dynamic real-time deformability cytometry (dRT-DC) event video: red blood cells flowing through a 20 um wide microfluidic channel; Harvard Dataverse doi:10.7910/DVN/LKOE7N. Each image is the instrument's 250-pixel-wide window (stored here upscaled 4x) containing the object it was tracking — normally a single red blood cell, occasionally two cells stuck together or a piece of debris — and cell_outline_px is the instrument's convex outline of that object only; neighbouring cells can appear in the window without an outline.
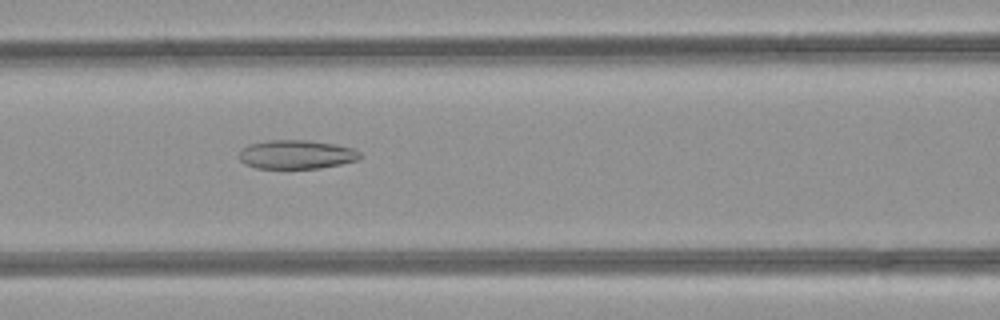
{"species": "common noctule bat (a hibernating species)", "species_latin": "Nyctalus noctula", "temperature_condition": "room temperature", "stored_images_in_passage": 48, "camera_frame_rate_fps": 3000, "um_per_image_px": 0.085, "animal": {"sex": "female", "body_mass_g": 21.9}, "frame": {"image": 1, "passage_image": 21, "time_ms": 6.667, "image_size_px": [1000, 320], "cell_outline_px": [[360, 156], [356, 160], [340, 164], [320, 168], [256, 168], [244, 164], [240, 160], [240, 152], [248, 144], [268, 140], [308, 140], [336, 144], [352, 148], [360, 152]], "centroid_in_image_um": [25.18, 13.12], "position_along_channel_um": 141.4, "area_um2": 20.23}}
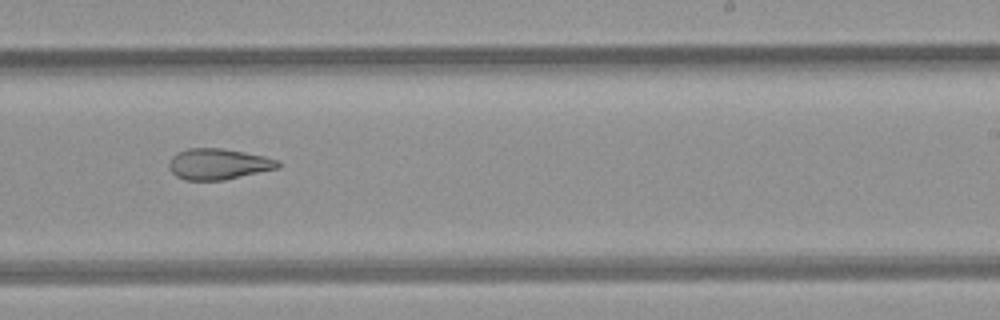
{"frame": {"image": 2, "passage_image": 30, "time_ms": 9.667, "image_size_px": [1000, 320], "cell_outline_px": [[280, 168], [224, 180], [184, 180], [176, 176], [168, 168], [168, 164], [172, 156], [188, 148], [220, 148], [264, 156], [280, 160]], "centroid_in_image_um": [18.57, 13.95], "position_along_channel_um": 270.4, "area_um2": 19.65}}
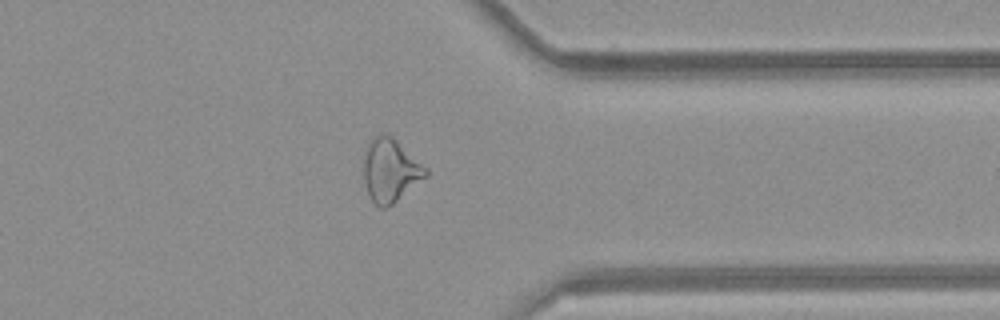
{"frame": {"image": 3, "passage_image": 38, "time_ms": 12.333, "image_size_px": [1000, 320], "cell_outline_px": [[428, 176], [392, 204], [384, 208], [380, 208], [372, 200], [368, 192], [364, 180], [364, 148], [368, 140], [372, 136], [380, 132], [384, 132], [392, 136], [428, 168]], "centroid_in_image_um": [33.17, 14.42], "position_along_channel_um": 378.2, "area_um2": 23.18}, "authors_computed_cell_mechanics": {"area_um2": 24.2471, "velocity_mm_per_s": 4.312, "shape_relaxation_time_tau1_ms": null, "shape_relaxation_time_tau2_ms": 8.493, "deformation_change_tau1": null, "deformation_change_tau2": 0.1993}}